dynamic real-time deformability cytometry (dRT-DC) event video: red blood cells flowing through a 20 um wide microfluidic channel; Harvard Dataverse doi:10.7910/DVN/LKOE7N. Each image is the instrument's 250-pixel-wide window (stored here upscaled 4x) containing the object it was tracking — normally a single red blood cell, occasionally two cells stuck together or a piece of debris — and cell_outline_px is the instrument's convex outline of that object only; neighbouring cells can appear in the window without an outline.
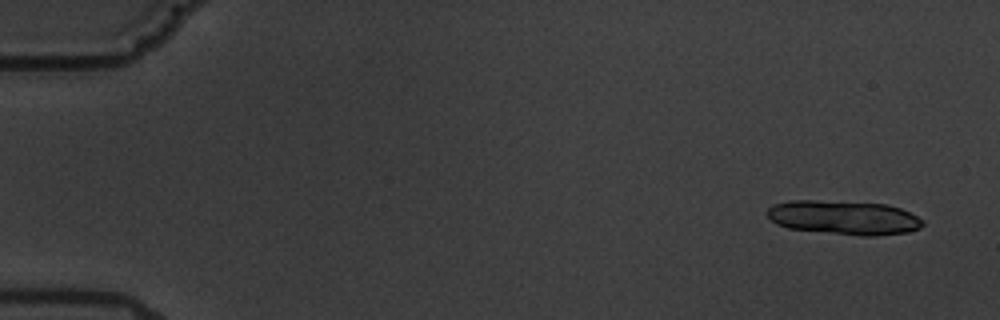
{"species": "common noctule bat (a hibernating species)", "species_latin": "Nyctalus noctula", "temperature_condition": "warm", "stored_images_in_passage": 6, "camera_frame_rate_fps": 3000, "um_per_image_px": 0.085, "animal": {"sex": "male", "body_mass_g": 19.5, "forearm_length_mm": 54.6}, "frame": {"image": 1, "passage_image": 2, "time_ms": 1.0, "image_size_px": [1000, 320], "cell_outline_px": [[924, 224], [920, 228], [908, 232], [876, 236], [860, 236], [788, 228], [776, 224], [768, 216], [768, 208], [772, 204], [792, 200], [812, 200], [884, 204], [900, 208], [924, 220]], "centroid_in_image_um": [71.73, 18.5], "position_along_channel_um": 13.3, "area_um2": 30.81}}
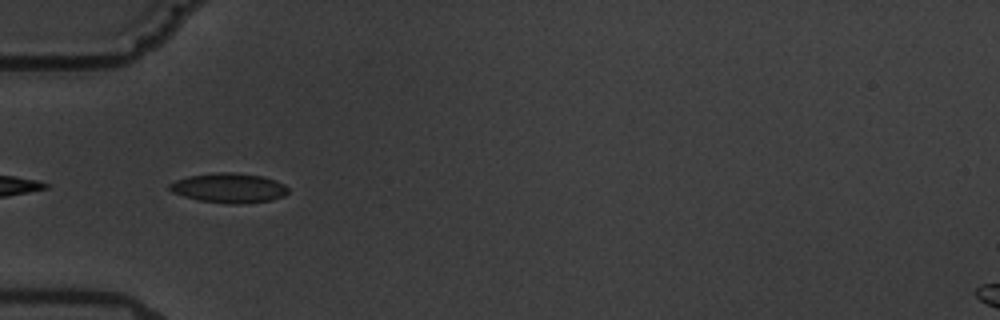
{"frame": {"image": 2, "passage_image": 6, "time_ms": 6.667, "image_size_px": [1000, 320], "cell_outline_px": [[288, 192], [284, 196], [272, 200], [240, 204], [228, 204], [200, 200], [184, 196], [172, 192], [168, 188], [168, 184], [176, 180], [188, 176], [220, 172], [232, 172], [260, 176], [276, 180], [284, 184], [288, 188]], "centroid_in_image_um": [19.47, 15.98], "position_along_channel_um": 65.5, "area_um2": 20.46}}